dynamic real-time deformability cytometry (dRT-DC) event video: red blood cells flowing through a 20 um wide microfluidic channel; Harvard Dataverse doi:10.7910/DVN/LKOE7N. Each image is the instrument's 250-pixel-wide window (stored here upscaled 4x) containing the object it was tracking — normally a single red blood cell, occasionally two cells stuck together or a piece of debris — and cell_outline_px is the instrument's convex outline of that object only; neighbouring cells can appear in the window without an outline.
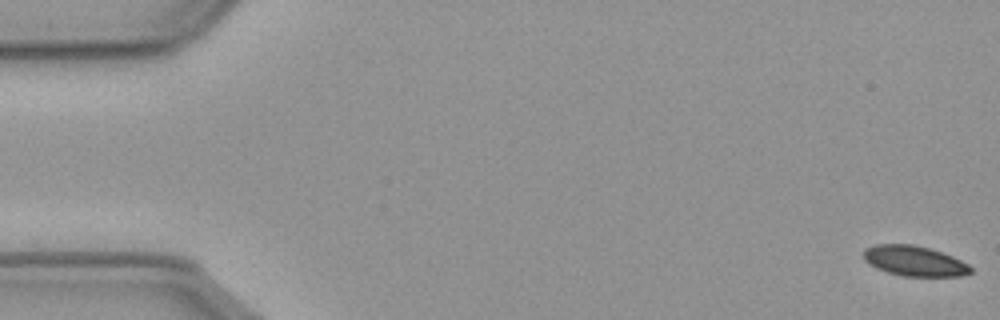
{"species": "common noctule bat (a hibernating species)", "species_latin": "Nyctalus noctula", "temperature_condition": "cold", "stored_images_in_passage": 18, "camera_frame_rate_fps": 3000, "um_per_image_px": 0.085, "animal": {"sex": "male", "body_mass_g": 23.1, "forearm_length_mm": 52.7}, "frame": {"image": 1, "passage_image": 1, "time_ms": 0.0, "image_size_px": [1000, 320], "cell_outline_px": [[972, 272], [960, 276], [900, 276], [876, 268], [868, 264], [864, 260], [864, 248], [876, 244], [912, 244], [928, 248], [952, 256], [968, 264], [972, 268]], "centroid_in_image_um": [77.69, 22.18], "position_along_channel_um": 7.3, "area_um2": 18.84}}